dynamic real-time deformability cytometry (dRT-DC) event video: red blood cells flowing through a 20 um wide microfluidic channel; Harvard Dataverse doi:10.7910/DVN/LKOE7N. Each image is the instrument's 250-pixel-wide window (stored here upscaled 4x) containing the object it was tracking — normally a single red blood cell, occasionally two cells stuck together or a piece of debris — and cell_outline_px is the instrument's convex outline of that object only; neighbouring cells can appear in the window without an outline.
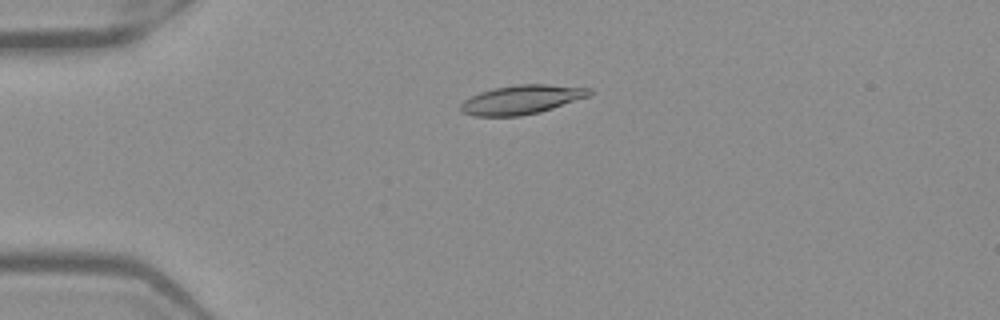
{"species": "Egyptian fruit bat (a non-hibernating species)", "species_latin": "Rousettus aegyptiacus", "temperature_condition": "warm", "stored_images_in_passage": 50, "camera_frame_rate_fps": 3000, "um_per_image_px": 0.085, "frame": {"image": 1, "passage_image": 11, "time_ms": 3.333, "image_size_px": [1000, 320], "cell_outline_px": [[592, 92], [588, 96], [540, 112], [520, 116], [476, 116], [460, 112], [460, 104], [464, 100], [480, 92], [496, 88], [516, 84], [548, 84], [592, 88]], "centroid_in_image_um": [44.32, 8.46], "position_along_channel_um": 40.7, "area_um2": 21.68}}
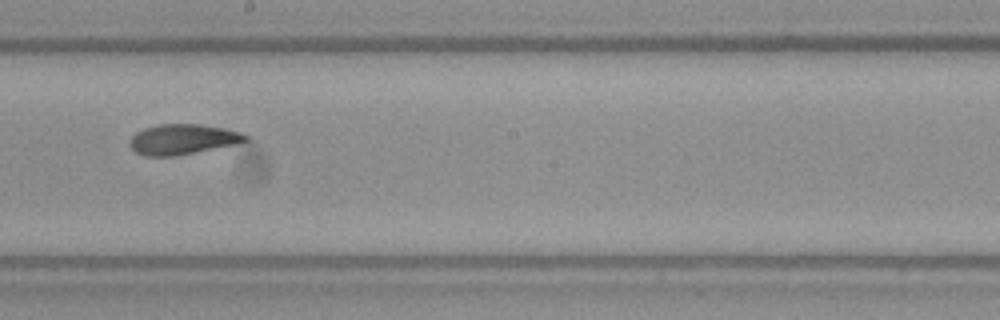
{"frame": {"image": 2, "passage_image": 28, "time_ms": 9.0, "image_size_px": [1000, 320], "cell_outline_px": [[248, 140], [232, 144], [172, 156], [144, 156], [136, 152], [128, 144], [128, 140], [136, 132], [144, 128], [156, 124], [200, 124], [224, 128], [240, 132], [248, 136]], "centroid_in_image_um": [15.45, 11.82], "position_along_channel_um": 232.8, "area_um2": 20.11}}
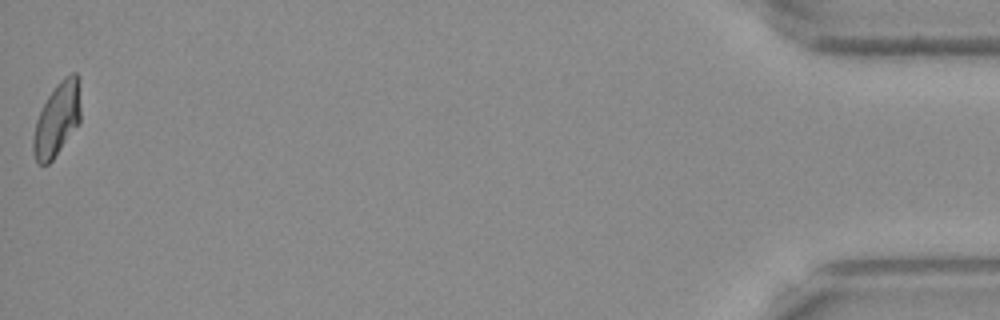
{"frame": {"image": 3, "passage_image": 50, "time_ms": 16.333, "image_size_px": [1000, 320], "cell_outline_px": [[80, 124], [52, 160], [48, 164], [40, 164], [36, 160], [32, 152], [32, 140], [36, 120], [48, 96], [56, 84], [64, 76], [72, 72], [76, 72], [80, 108]], "centroid_in_image_um": [4.84, 10.17], "position_along_channel_um": 430.4, "area_um2": 20.17}, "authors_computed_cell_mechanics": {"area_um2": 20.8947, "velocity_mm_per_s": 3.9601, "shape_relaxation_time_tau1_ms": null, "shape_relaxation_time_tau2_ms": 2.097, "deformation_change_tau1": null, "deformation_change_tau2": 0.0801}}